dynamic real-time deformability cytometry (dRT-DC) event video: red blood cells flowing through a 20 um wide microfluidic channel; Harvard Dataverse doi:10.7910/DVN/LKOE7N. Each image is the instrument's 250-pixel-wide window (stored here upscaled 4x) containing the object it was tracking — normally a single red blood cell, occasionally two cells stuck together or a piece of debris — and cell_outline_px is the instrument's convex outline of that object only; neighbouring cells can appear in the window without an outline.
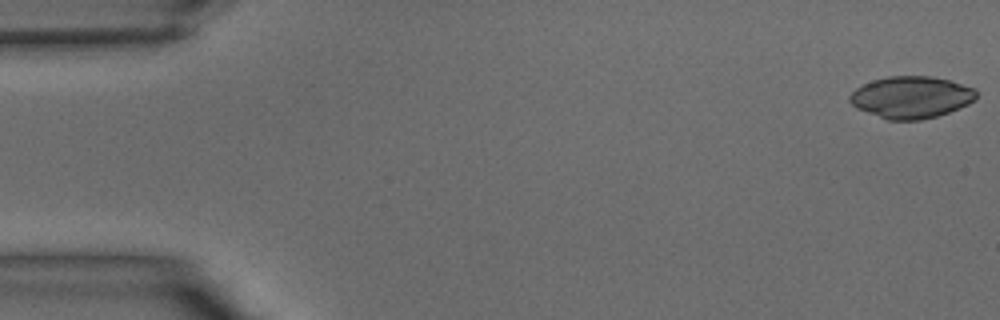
{"species": "common noctule bat (a hibernating species)", "species_latin": "Nyctalus noctula", "temperature_condition": "warm", "stored_images_in_passage": 39, "camera_frame_rate_fps": 3000, "um_per_image_px": 0.085, "animal": {"sex": "male", "body_mass_g": 15.6}, "frame": {"image": 1, "passage_image": 1, "time_ms": 0.0, "image_size_px": [1000, 320], "cell_outline_px": [[976, 100], [968, 104], [948, 112], [936, 116], [920, 120], [888, 120], [856, 108], [848, 100], [848, 96], [856, 88], [872, 80], [888, 76], [928, 76], [948, 80], [976, 88]], "centroid_in_image_um": [77.44, 8.26], "position_along_channel_um": 7.6, "area_um2": 30.87}}
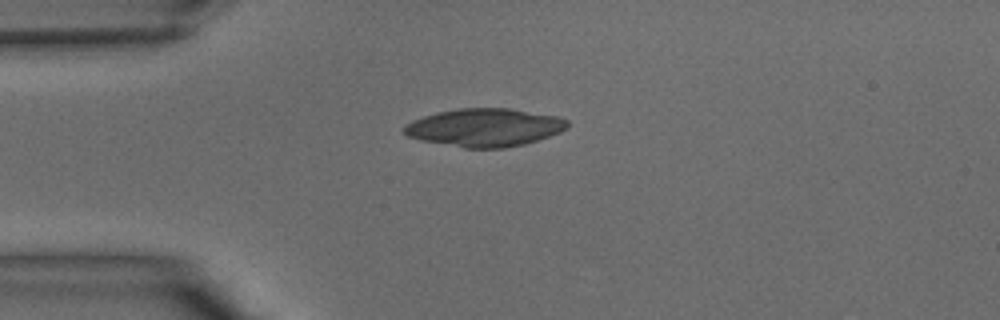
{"frame": {"image": 2, "passage_image": 10, "time_ms": 3.0, "image_size_px": [1000, 320], "cell_outline_px": [[568, 128], [560, 132], [524, 144], [504, 148], [464, 148], [420, 140], [408, 136], [400, 132], [400, 128], [404, 124], [412, 120], [436, 112], [456, 108], [508, 108], [560, 116], [568, 120]], "centroid_in_image_um": [41.15, 10.83], "position_along_channel_um": 43.9, "area_um2": 36.59}}
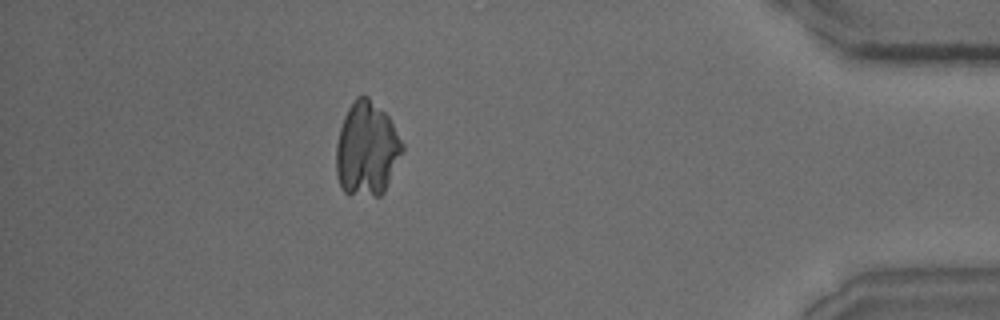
{"frame": {"image": 3, "passage_image": 35, "time_ms": 11.333, "image_size_px": [1000, 320], "cell_outline_px": [[404, 148], [384, 192], [380, 196], [348, 196], [340, 188], [336, 176], [336, 144], [340, 128], [344, 116], [348, 108], [356, 96], [364, 92], [388, 116], [404, 144]], "centroid_in_image_um": [31.15, 12.68], "position_along_channel_um": 404.1, "area_um2": 36.76}}